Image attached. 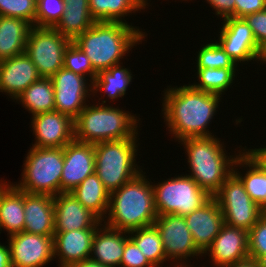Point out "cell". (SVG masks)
I'll use <instances>...</instances> for the list:
<instances>
[{"label":"cell","instance_id":"1","mask_svg":"<svg viewBox=\"0 0 266 267\" xmlns=\"http://www.w3.org/2000/svg\"><path fill=\"white\" fill-rule=\"evenodd\" d=\"M164 91L162 114L173 138L180 141L214 136L207 126L218 111L221 96L197 90L190 83Z\"/></svg>","mask_w":266,"mask_h":267},{"label":"cell","instance_id":"2","mask_svg":"<svg viewBox=\"0 0 266 267\" xmlns=\"http://www.w3.org/2000/svg\"><path fill=\"white\" fill-rule=\"evenodd\" d=\"M146 36L132 24L104 21L95 22L73 42L87 55L98 74L121 63L120 59Z\"/></svg>","mask_w":266,"mask_h":267},{"label":"cell","instance_id":"3","mask_svg":"<svg viewBox=\"0 0 266 267\" xmlns=\"http://www.w3.org/2000/svg\"><path fill=\"white\" fill-rule=\"evenodd\" d=\"M141 171L137 176L110 193L107 220L104 224L121 231H132L154 224L158 214L154 189Z\"/></svg>","mask_w":266,"mask_h":267},{"label":"cell","instance_id":"4","mask_svg":"<svg viewBox=\"0 0 266 267\" xmlns=\"http://www.w3.org/2000/svg\"><path fill=\"white\" fill-rule=\"evenodd\" d=\"M219 139L211 136L179 141L187 152L191 171L188 176L211 197L219 192L221 185L233 173L235 160L239 156H228L224 151V144Z\"/></svg>","mask_w":266,"mask_h":267},{"label":"cell","instance_id":"5","mask_svg":"<svg viewBox=\"0 0 266 267\" xmlns=\"http://www.w3.org/2000/svg\"><path fill=\"white\" fill-rule=\"evenodd\" d=\"M86 105L74 120V140L84 143L137 138V116L129 111L105 105Z\"/></svg>","mask_w":266,"mask_h":267},{"label":"cell","instance_id":"6","mask_svg":"<svg viewBox=\"0 0 266 267\" xmlns=\"http://www.w3.org/2000/svg\"><path fill=\"white\" fill-rule=\"evenodd\" d=\"M137 138L102 141L94 144L95 173L111 193L137 176Z\"/></svg>","mask_w":266,"mask_h":267},{"label":"cell","instance_id":"7","mask_svg":"<svg viewBox=\"0 0 266 267\" xmlns=\"http://www.w3.org/2000/svg\"><path fill=\"white\" fill-rule=\"evenodd\" d=\"M27 153L21 181L13 184L30 194L56 196L61 193V175L64 165L63 148L31 147Z\"/></svg>","mask_w":266,"mask_h":267},{"label":"cell","instance_id":"8","mask_svg":"<svg viewBox=\"0 0 266 267\" xmlns=\"http://www.w3.org/2000/svg\"><path fill=\"white\" fill-rule=\"evenodd\" d=\"M152 186L158 215L175 214L184 217L211 198L187 174L168 178Z\"/></svg>","mask_w":266,"mask_h":267},{"label":"cell","instance_id":"9","mask_svg":"<svg viewBox=\"0 0 266 267\" xmlns=\"http://www.w3.org/2000/svg\"><path fill=\"white\" fill-rule=\"evenodd\" d=\"M72 42L55 28L35 27L29 31L25 53L40 77L51 78L64 66V52Z\"/></svg>","mask_w":266,"mask_h":267},{"label":"cell","instance_id":"10","mask_svg":"<svg viewBox=\"0 0 266 267\" xmlns=\"http://www.w3.org/2000/svg\"><path fill=\"white\" fill-rule=\"evenodd\" d=\"M214 198L228 226L249 231L262 215V208L251 199L243 182L234 172L221 185Z\"/></svg>","mask_w":266,"mask_h":267},{"label":"cell","instance_id":"11","mask_svg":"<svg viewBox=\"0 0 266 267\" xmlns=\"http://www.w3.org/2000/svg\"><path fill=\"white\" fill-rule=\"evenodd\" d=\"M50 79L54 87L55 111L66 114L75 120L87 105L85 102L90 97L89 95L93 94L91 93L93 84L87 83V80L90 82V79L64 67Z\"/></svg>","mask_w":266,"mask_h":267},{"label":"cell","instance_id":"12","mask_svg":"<svg viewBox=\"0 0 266 267\" xmlns=\"http://www.w3.org/2000/svg\"><path fill=\"white\" fill-rule=\"evenodd\" d=\"M154 225L159 230L166 258L177 264L186 263L188 257L203 256L196 248L193 236L183 216L175 214L158 215ZM185 260V261H184ZM179 261V262H178ZM184 261V262H182Z\"/></svg>","mask_w":266,"mask_h":267},{"label":"cell","instance_id":"13","mask_svg":"<svg viewBox=\"0 0 266 267\" xmlns=\"http://www.w3.org/2000/svg\"><path fill=\"white\" fill-rule=\"evenodd\" d=\"M12 267H43L53 257V236L20 232L9 236Z\"/></svg>","mask_w":266,"mask_h":267},{"label":"cell","instance_id":"14","mask_svg":"<svg viewBox=\"0 0 266 267\" xmlns=\"http://www.w3.org/2000/svg\"><path fill=\"white\" fill-rule=\"evenodd\" d=\"M216 42L230 56L236 65L256 61L259 46L252 29L244 18L227 17Z\"/></svg>","mask_w":266,"mask_h":267},{"label":"cell","instance_id":"15","mask_svg":"<svg viewBox=\"0 0 266 267\" xmlns=\"http://www.w3.org/2000/svg\"><path fill=\"white\" fill-rule=\"evenodd\" d=\"M32 130L36 148H63L74 140V120L58 111L32 116Z\"/></svg>","mask_w":266,"mask_h":267},{"label":"cell","instance_id":"16","mask_svg":"<svg viewBox=\"0 0 266 267\" xmlns=\"http://www.w3.org/2000/svg\"><path fill=\"white\" fill-rule=\"evenodd\" d=\"M61 193L71 192L95 172L94 144L73 140L63 147Z\"/></svg>","mask_w":266,"mask_h":267},{"label":"cell","instance_id":"17","mask_svg":"<svg viewBox=\"0 0 266 267\" xmlns=\"http://www.w3.org/2000/svg\"><path fill=\"white\" fill-rule=\"evenodd\" d=\"M188 229L193 236L196 248L204 254L224 223L222 210L217 200L211 197L200 208L184 216Z\"/></svg>","mask_w":266,"mask_h":267},{"label":"cell","instance_id":"18","mask_svg":"<svg viewBox=\"0 0 266 267\" xmlns=\"http://www.w3.org/2000/svg\"><path fill=\"white\" fill-rule=\"evenodd\" d=\"M54 232L97 229L102 221L86 209L71 192L54 196Z\"/></svg>","mask_w":266,"mask_h":267},{"label":"cell","instance_id":"19","mask_svg":"<svg viewBox=\"0 0 266 267\" xmlns=\"http://www.w3.org/2000/svg\"><path fill=\"white\" fill-rule=\"evenodd\" d=\"M215 267H224L249 257L248 231L224 224L205 251Z\"/></svg>","mask_w":266,"mask_h":267},{"label":"cell","instance_id":"20","mask_svg":"<svg viewBox=\"0 0 266 267\" xmlns=\"http://www.w3.org/2000/svg\"><path fill=\"white\" fill-rule=\"evenodd\" d=\"M39 78L35 64L25 52L0 61V92L13 100Z\"/></svg>","mask_w":266,"mask_h":267},{"label":"cell","instance_id":"21","mask_svg":"<svg viewBox=\"0 0 266 267\" xmlns=\"http://www.w3.org/2000/svg\"><path fill=\"white\" fill-rule=\"evenodd\" d=\"M97 229H80L56 232L53 235V257L58 259L59 267L89 259L92 240Z\"/></svg>","mask_w":266,"mask_h":267},{"label":"cell","instance_id":"22","mask_svg":"<svg viewBox=\"0 0 266 267\" xmlns=\"http://www.w3.org/2000/svg\"><path fill=\"white\" fill-rule=\"evenodd\" d=\"M24 232L53 236L54 196L24 192Z\"/></svg>","mask_w":266,"mask_h":267},{"label":"cell","instance_id":"23","mask_svg":"<svg viewBox=\"0 0 266 267\" xmlns=\"http://www.w3.org/2000/svg\"><path fill=\"white\" fill-rule=\"evenodd\" d=\"M126 234H128L126 231L113 229L105 224L100 225L92 240L89 259L106 267H120L125 242L129 239Z\"/></svg>","mask_w":266,"mask_h":267},{"label":"cell","instance_id":"24","mask_svg":"<svg viewBox=\"0 0 266 267\" xmlns=\"http://www.w3.org/2000/svg\"><path fill=\"white\" fill-rule=\"evenodd\" d=\"M241 151L233 168L241 166L249 167V169L243 176L241 172L237 171L238 168H235L233 172L241 179L251 199L263 208L266 205V169L245 149Z\"/></svg>","mask_w":266,"mask_h":267},{"label":"cell","instance_id":"25","mask_svg":"<svg viewBox=\"0 0 266 267\" xmlns=\"http://www.w3.org/2000/svg\"><path fill=\"white\" fill-rule=\"evenodd\" d=\"M31 28L24 19L0 16V61L25 52Z\"/></svg>","mask_w":266,"mask_h":267},{"label":"cell","instance_id":"26","mask_svg":"<svg viewBox=\"0 0 266 267\" xmlns=\"http://www.w3.org/2000/svg\"><path fill=\"white\" fill-rule=\"evenodd\" d=\"M71 193L102 222L104 219L106 220L110 192L105 188L95 172L85 178Z\"/></svg>","mask_w":266,"mask_h":267},{"label":"cell","instance_id":"27","mask_svg":"<svg viewBox=\"0 0 266 267\" xmlns=\"http://www.w3.org/2000/svg\"><path fill=\"white\" fill-rule=\"evenodd\" d=\"M24 225V192L10 183L0 195V231L3 228L11 236L24 231Z\"/></svg>","mask_w":266,"mask_h":267},{"label":"cell","instance_id":"28","mask_svg":"<svg viewBox=\"0 0 266 267\" xmlns=\"http://www.w3.org/2000/svg\"><path fill=\"white\" fill-rule=\"evenodd\" d=\"M146 0H89L90 14L95 22H121L127 14L138 12L148 6ZM123 17V18H122Z\"/></svg>","mask_w":266,"mask_h":267},{"label":"cell","instance_id":"29","mask_svg":"<svg viewBox=\"0 0 266 267\" xmlns=\"http://www.w3.org/2000/svg\"><path fill=\"white\" fill-rule=\"evenodd\" d=\"M32 116L55 110L54 87L50 78L40 77L30 84L17 98Z\"/></svg>","mask_w":266,"mask_h":267},{"label":"cell","instance_id":"30","mask_svg":"<svg viewBox=\"0 0 266 267\" xmlns=\"http://www.w3.org/2000/svg\"><path fill=\"white\" fill-rule=\"evenodd\" d=\"M119 64L113 65L107 70H102L97 74V77L93 81L92 93H104L108 95L113 102L114 99L122 98L128 90V85L132 82L133 76H131V70L124 68ZM102 91V92H101Z\"/></svg>","mask_w":266,"mask_h":267},{"label":"cell","instance_id":"31","mask_svg":"<svg viewBox=\"0 0 266 267\" xmlns=\"http://www.w3.org/2000/svg\"><path fill=\"white\" fill-rule=\"evenodd\" d=\"M128 236L154 267H162L164 261L168 260L159 230L154 224L129 231Z\"/></svg>","mask_w":266,"mask_h":267},{"label":"cell","instance_id":"32","mask_svg":"<svg viewBox=\"0 0 266 267\" xmlns=\"http://www.w3.org/2000/svg\"><path fill=\"white\" fill-rule=\"evenodd\" d=\"M198 84H190L193 88L222 96L232 86L236 76V68H196Z\"/></svg>","mask_w":266,"mask_h":267},{"label":"cell","instance_id":"33","mask_svg":"<svg viewBox=\"0 0 266 267\" xmlns=\"http://www.w3.org/2000/svg\"><path fill=\"white\" fill-rule=\"evenodd\" d=\"M95 23L90 9H65L61 20L54 27L61 35L74 40Z\"/></svg>","mask_w":266,"mask_h":267},{"label":"cell","instance_id":"34","mask_svg":"<svg viewBox=\"0 0 266 267\" xmlns=\"http://www.w3.org/2000/svg\"><path fill=\"white\" fill-rule=\"evenodd\" d=\"M197 53V68H237L235 62L216 41L204 45Z\"/></svg>","mask_w":266,"mask_h":267},{"label":"cell","instance_id":"35","mask_svg":"<svg viewBox=\"0 0 266 267\" xmlns=\"http://www.w3.org/2000/svg\"><path fill=\"white\" fill-rule=\"evenodd\" d=\"M63 67L69 71H73L75 74L90 77V83H93L97 77V73L92 67L90 59L73 41L64 52Z\"/></svg>","mask_w":266,"mask_h":267},{"label":"cell","instance_id":"36","mask_svg":"<svg viewBox=\"0 0 266 267\" xmlns=\"http://www.w3.org/2000/svg\"><path fill=\"white\" fill-rule=\"evenodd\" d=\"M65 11L63 0H41L36 4L35 27L54 28Z\"/></svg>","mask_w":266,"mask_h":267},{"label":"cell","instance_id":"37","mask_svg":"<svg viewBox=\"0 0 266 267\" xmlns=\"http://www.w3.org/2000/svg\"><path fill=\"white\" fill-rule=\"evenodd\" d=\"M35 15L34 0H0V16L21 18L34 26Z\"/></svg>","mask_w":266,"mask_h":267},{"label":"cell","instance_id":"38","mask_svg":"<svg viewBox=\"0 0 266 267\" xmlns=\"http://www.w3.org/2000/svg\"><path fill=\"white\" fill-rule=\"evenodd\" d=\"M248 250L249 257L256 260L266 253V216L264 214L248 231Z\"/></svg>","mask_w":266,"mask_h":267},{"label":"cell","instance_id":"39","mask_svg":"<svg viewBox=\"0 0 266 267\" xmlns=\"http://www.w3.org/2000/svg\"><path fill=\"white\" fill-rule=\"evenodd\" d=\"M120 267H154L140 251V248L129 238L125 242Z\"/></svg>","mask_w":266,"mask_h":267},{"label":"cell","instance_id":"40","mask_svg":"<svg viewBox=\"0 0 266 267\" xmlns=\"http://www.w3.org/2000/svg\"><path fill=\"white\" fill-rule=\"evenodd\" d=\"M252 29L258 46L266 41V8L244 17Z\"/></svg>","mask_w":266,"mask_h":267},{"label":"cell","instance_id":"41","mask_svg":"<svg viewBox=\"0 0 266 267\" xmlns=\"http://www.w3.org/2000/svg\"><path fill=\"white\" fill-rule=\"evenodd\" d=\"M265 8L266 0H235V18H244Z\"/></svg>","mask_w":266,"mask_h":267},{"label":"cell","instance_id":"42","mask_svg":"<svg viewBox=\"0 0 266 267\" xmlns=\"http://www.w3.org/2000/svg\"><path fill=\"white\" fill-rule=\"evenodd\" d=\"M215 10V15L225 19L235 17V0H206Z\"/></svg>","mask_w":266,"mask_h":267},{"label":"cell","instance_id":"43","mask_svg":"<svg viewBox=\"0 0 266 267\" xmlns=\"http://www.w3.org/2000/svg\"><path fill=\"white\" fill-rule=\"evenodd\" d=\"M266 169V146L247 150Z\"/></svg>","mask_w":266,"mask_h":267},{"label":"cell","instance_id":"44","mask_svg":"<svg viewBox=\"0 0 266 267\" xmlns=\"http://www.w3.org/2000/svg\"><path fill=\"white\" fill-rule=\"evenodd\" d=\"M65 9H90L89 0H63Z\"/></svg>","mask_w":266,"mask_h":267},{"label":"cell","instance_id":"45","mask_svg":"<svg viewBox=\"0 0 266 267\" xmlns=\"http://www.w3.org/2000/svg\"><path fill=\"white\" fill-rule=\"evenodd\" d=\"M0 267H12L9 246L0 244Z\"/></svg>","mask_w":266,"mask_h":267},{"label":"cell","instance_id":"46","mask_svg":"<svg viewBox=\"0 0 266 267\" xmlns=\"http://www.w3.org/2000/svg\"><path fill=\"white\" fill-rule=\"evenodd\" d=\"M224 267H259V263L255 258L247 257L243 260L235 262L234 264H230Z\"/></svg>","mask_w":266,"mask_h":267},{"label":"cell","instance_id":"47","mask_svg":"<svg viewBox=\"0 0 266 267\" xmlns=\"http://www.w3.org/2000/svg\"><path fill=\"white\" fill-rule=\"evenodd\" d=\"M68 267H106L98 262H95L93 260L87 259L82 262L74 263Z\"/></svg>","mask_w":266,"mask_h":267},{"label":"cell","instance_id":"48","mask_svg":"<svg viewBox=\"0 0 266 267\" xmlns=\"http://www.w3.org/2000/svg\"><path fill=\"white\" fill-rule=\"evenodd\" d=\"M256 60L266 64V41L259 46Z\"/></svg>","mask_w":266,"mask_h":267},{"label":"cell","instance_id":"49","mask_svg":"<svg viewBox=\"0 0 266 267\" xmlns=\"http://www.w3.org/2000/svg\"><path fill=\"white\" fill-rule=\"evenodd\" d=\"M258 263H259V267H266V253L261 255L258 259H257Z\"/></svg>","mask_w":266,"mask_h":267},{"label":"cell","instance_id":"50","mask_svg":"<svg viewBox=\"0 0 266 267\" xmlns=\"http://www.w3.org/2000/svg\"><path fill=\"white\" fill-rule=\"evenodd\" d=\"M3 180L0 181V195L2 194V192L9 186V182H3Z\"/></svg>","mask_w":266,"mask_h":267},{"label":"cell","instance_id":"51","mask_svg":"<svg viewBox=\"0 0 266 267\" xmlns=\"http://www.w3.org/2000/svg\"><path fill=\"white\" fill-rule=\"evenodd\" d=\"M174 267H191V266H188L186 263H182V264L176 263Z\"/></svg>","mask_w":266,"mask_h":267},{"label":"cell","instance_id":"52","mask_svg":"<svg viewBox=\"0 0 266 267\" xmlns=\"http://www.w3.org/2000/svg\"><path fill=\"white\" fill-rule=\"evenodd\" d=\"M262 214L266 216V205L262 208Z\"/></svg>","mask_w":266,"mask_h":267}]
</instances>
